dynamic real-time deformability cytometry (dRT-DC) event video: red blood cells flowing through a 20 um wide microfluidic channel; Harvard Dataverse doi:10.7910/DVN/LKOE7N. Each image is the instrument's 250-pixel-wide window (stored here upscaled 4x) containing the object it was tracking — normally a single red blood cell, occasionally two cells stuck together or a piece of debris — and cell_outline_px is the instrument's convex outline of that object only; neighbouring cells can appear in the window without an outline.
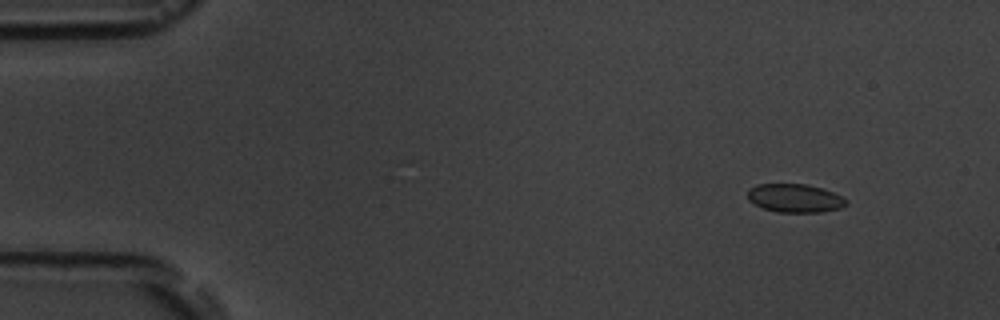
{"species": "common noctule bat (a hibernating species)", "species_latin": "Nyctalus noctula", "temperature_condition": "room temperature", "stored_images_in_passage": 4, "camera_frame_rate_fps": 3000, "um_per_image_px": 0.085, "animal": {"sex": "male", "body_mass_g": 19.5, "forearm_length_mm": 54.6}, "frame": {"image": 1, "passage_image": 1, "time_ms": 0.0, "image_size_px": [1000, 320], "cell_outline_px": [[848, 204], [840, 208], [820, 212], [776, 212], [752, 204], [748, 200], [748, 188], [756, 184], [808, 184], [824, 188], [848, 200]], "centroid_in_image_um": [67.55, 16.84], "position_along_channel_um": 17.5, "area_um2": 16.53}}
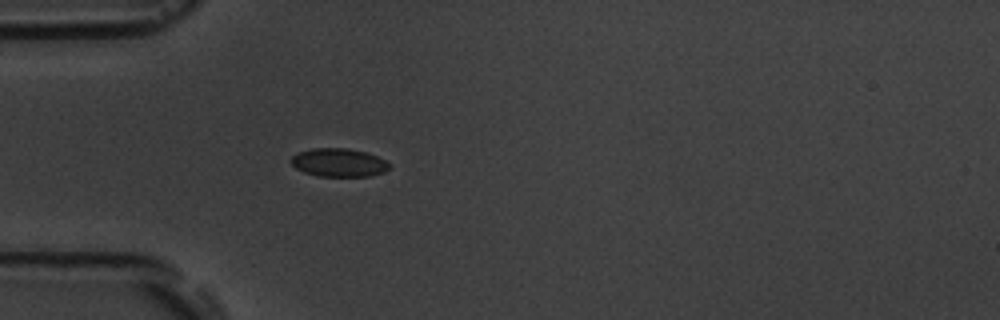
{"frame": {"image": 2, "passage_image": 4, "time_ms": 3.667, "image_size_px": [1000, 320], "cell_outline_px": [[392, 168], [384, 172], [368, 176], [316, 176], [304, 172], [296, 168], [288, 160], [296, 152], [312, 148], [348, 148], [364, 152], [376, 156], [384, 160]], "centroid_in_image_um": [28.75, 13.81], "position_along_channel_um": 56.3, "area_um2": 16.3}}